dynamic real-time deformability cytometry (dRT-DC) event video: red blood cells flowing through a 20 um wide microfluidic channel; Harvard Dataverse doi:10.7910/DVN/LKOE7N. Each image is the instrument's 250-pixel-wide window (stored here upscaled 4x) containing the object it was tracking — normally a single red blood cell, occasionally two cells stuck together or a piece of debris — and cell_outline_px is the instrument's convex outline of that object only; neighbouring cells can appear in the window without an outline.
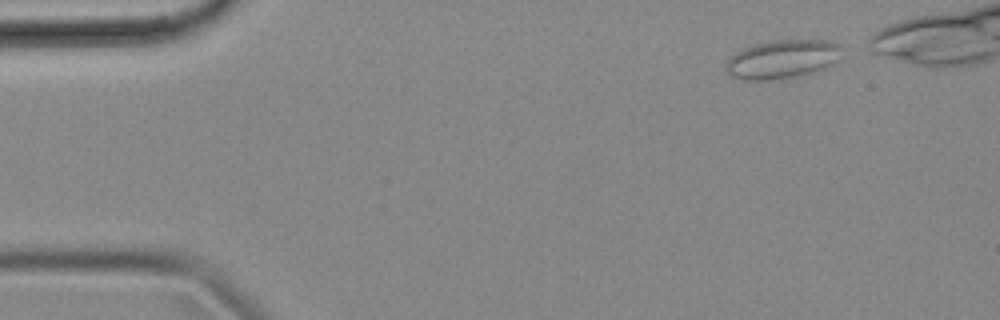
{"species": "common noctule bat (a hibernating species)", "species_latin": "Nyctalus noctula", "temperature_condition": "cold", "stored_images_in_passage": 43, "camera_frame_rate_fps": 3000, "um_per_image_px": 0.085, "animal": {"sex": "female", "body_mass_g": 18.4}, "frame": {"image": 1, "passage_image": 1, "time_ms": 0.0, "image_size_px": [1000, 320], "cell_outline_px": [[844, 44], [836, 60], [828, 68], [816, 72], [776, 80], [744, 80], [728, 76], [724, 72], [724, 68], [728, 60], [740, 48], [772, 40], [832, 40]], "centroid_in_image_um": [66.49, 5.04], "position_along_channel_um": 18.5, "area_um2": 26.7}}
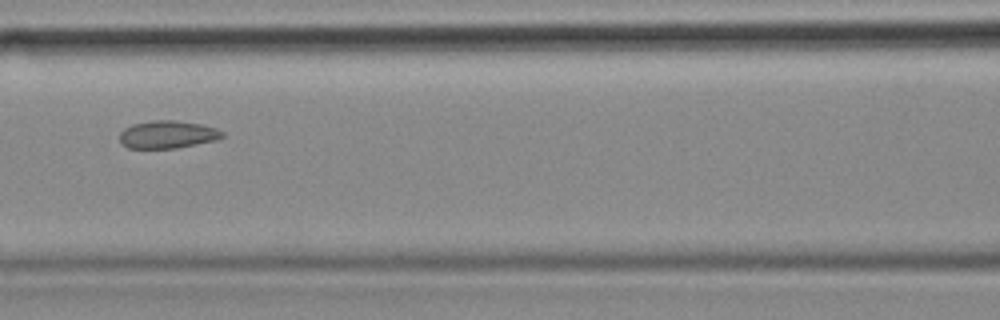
{"frame": {"image": 2, "passage_image": 19, "time_ms": 6.0, "image_size_px": [1000, 320], "cell_outline_px": [[224, 136], [216, 140], [176, 148], [128, 148], [120, 140], [120, 132], [124, 128], [132, 124], [152, 120], [176, 120], [200, 124], [216, 128], [224, 132]], "centroid_in_image_um": [14.25, 11.42], "position_along_channel_um": 152.4, "area_um2": 16.53}}
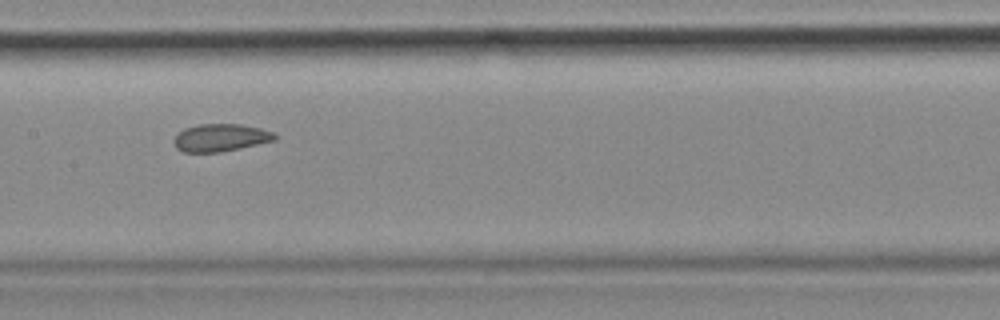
{"frame": {"image": 3, "passage_image": 22, "time_ms": 7.0, "image_size_px": [1000, 320], "cell_outline_px": [[276, 140], [240, 148], [220, 152], [184, 152], [176, 148], [172, 140], [184, 128], [200, 124], [240, 124], [260, 128], [272, 132], [276, 136]], "centroid_in_image_um": [18.73, 11.7], "position_along_channel_um": 188.7, "area_um2": 16.13}}